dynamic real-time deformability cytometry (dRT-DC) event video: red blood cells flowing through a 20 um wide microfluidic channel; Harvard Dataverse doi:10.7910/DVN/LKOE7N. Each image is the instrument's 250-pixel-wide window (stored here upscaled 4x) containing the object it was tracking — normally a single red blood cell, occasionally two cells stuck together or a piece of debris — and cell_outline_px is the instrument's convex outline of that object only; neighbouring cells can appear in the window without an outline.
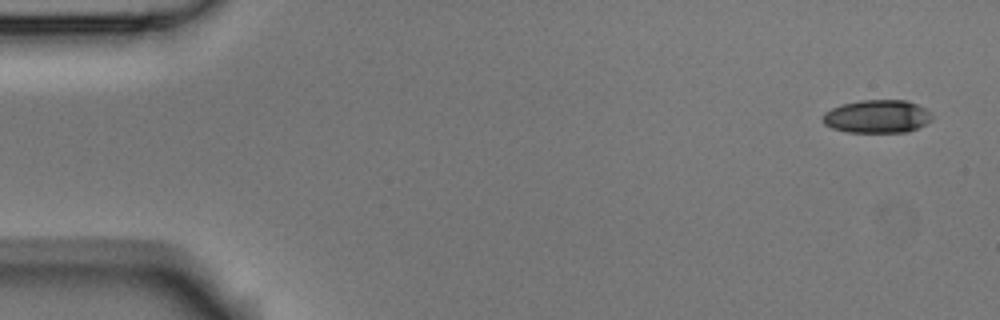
{"species": "Egyptian fruit bat (a non-hibernating species)", "species_latin": "Rousettus aegyptiacus", "temperature_condition": "room temperature", "stored_images_in_passage": 4, "camera_frame_rate_fps": 3000, "um_per_image_px": 0.085, "animal": {"sex": "male"}, "frame": {"image": 1, "passage_image": 1, "time_ms": 0.0, "image_size_px": [1000, 320], "cell_outline_px": [[932, 120], [916, 128], [904, 132], [848, 132], [832, 128], [824, 124], [824, 112], [840, 104], [860, 100], [904, 100], [916, 104], [924, 108], [932, 116]], "centroid_in_image_um": [74.53, 9.89], "position_along_channel_um": 10.5, "area_um2": 20.87}}
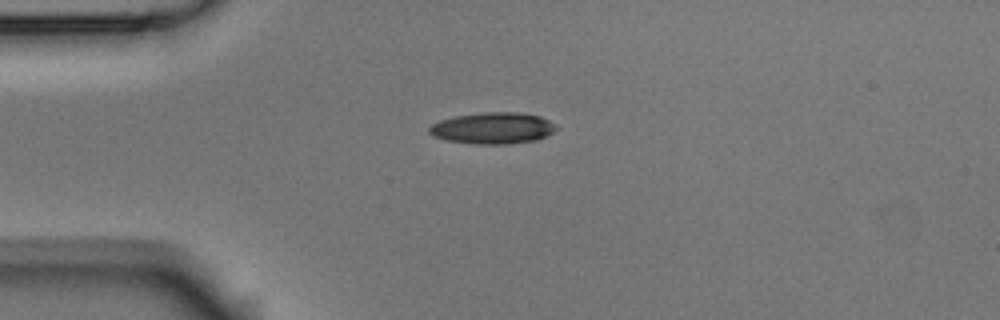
{"frame": {"image": 2, "passage_image": 4, "time_ms": 1.0, "image_size_px": [1000, 320], "cell_outline_px": [[556, 128], [552, 132], [536, 140], [508, 144], [476, 144], [448, 140], [436, 136], [428, 132], [428, 128], [432, 124], [440, 120], [456, 116], [484, 112], [516, 112], [540, 116], [556, 124]], "centroid_in_image_um": [41.89, 10.89], "position_along_channel_um": 43.1, "area_um2": 23.0}}